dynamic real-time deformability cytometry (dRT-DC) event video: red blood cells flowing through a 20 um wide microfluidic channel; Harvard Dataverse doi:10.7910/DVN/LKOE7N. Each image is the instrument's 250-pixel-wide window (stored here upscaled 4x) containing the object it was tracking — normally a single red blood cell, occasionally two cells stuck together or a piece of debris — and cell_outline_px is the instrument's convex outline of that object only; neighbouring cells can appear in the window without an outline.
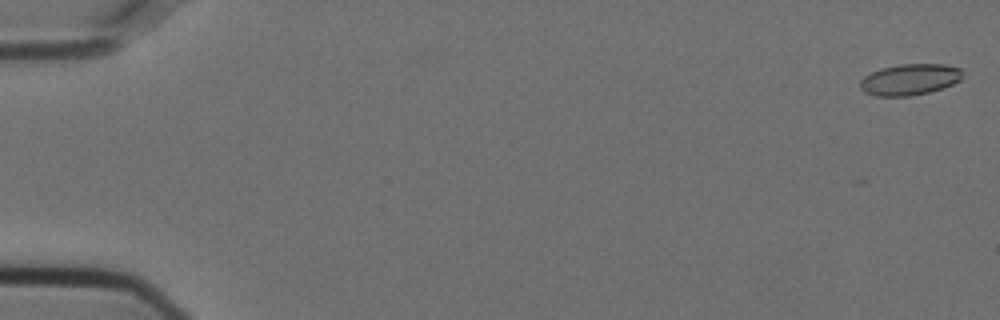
{"species": "Egyptian fruit bat (a non-hibernating species)", "species_latin": "Rousettus aegyptiacus", "temperature_condition": "cold", "stored_images_in_passage": 58, "camera_frame_rate_fps": 3000, "um_per_image_px": 0.085, "animal": {"sex": "female"}, "frame": {"image": 1, "passage_image": 2, "time_ms": 0.333, "image_size_px": [1000, 320], "cell_outline_px": [[960, 80], [944, 88], [928, 92], [908, 96], [872, 96], [864, 92], [860, 88], [860, 80], [864, 76], [880, 68], [900, 64], [944, 64], [960, 68]], "centroid_in_image_um": [77.28, 6.76], "position_along_channel_um": 7.7, "area_um2": 18.61}}
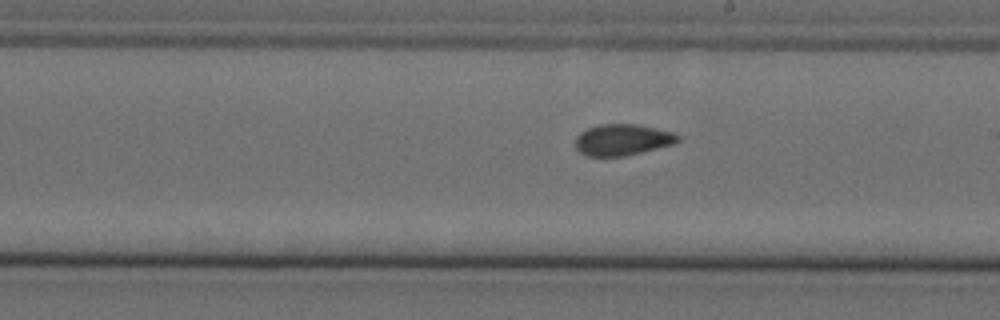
{"frame": {"image": 2, "passage_image": 34, "time_ms": 11.0, "image_size_px": [1000, 320], "cell_outline_px": [[680, 140], [676, 144], [624, 156], [584, 156], [576, 148], [576, 136], [580, 132], [588, 128], [600, 124], [636, 124], [672, 132], [680, 136]], "centroid_in_image_um": [52.91, 11.88], "position_along_channel_um": 236.1, "area_um2": 18.73}}
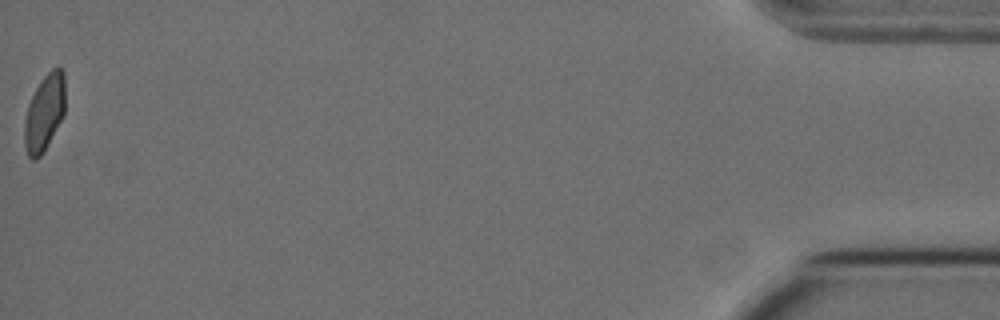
{"frame": {"image": 3, "passage_image": 58, "time_ms": 19.0, "image_size_px": [1000, 320], "cell_outline_px": [[64, 112], [60, 120], [40, 156], [36, 160], [32, 160], [28, 156], [24, 144], [24, 124], [28, 104], [40, 80], [56, 64], [64, 72]], "centroid_in_image_um": [3.75, 9.53], "position_along_channel_um": 431.4, "area_um2": 17.86}, "authors_computed_cell_mechanics": {"area_um2": 18.8428, "velocity_mm_per_s": 3.6056, "shape_relaxation_time_tau1_ms": null, "shape_relaxation_time_tau2_ms": 2.1204, "deformation_change_tau1": null, "deformation_change_tau2": 0.0528}}